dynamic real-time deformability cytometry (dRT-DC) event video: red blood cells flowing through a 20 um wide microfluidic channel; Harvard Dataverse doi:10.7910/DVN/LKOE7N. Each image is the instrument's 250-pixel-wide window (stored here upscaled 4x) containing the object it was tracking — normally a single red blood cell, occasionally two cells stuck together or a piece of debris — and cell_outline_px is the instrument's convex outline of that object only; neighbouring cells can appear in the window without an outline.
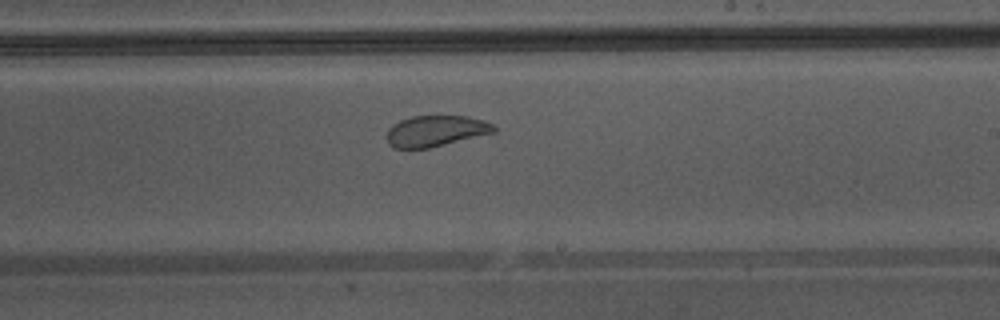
{"species": "Egyptian fruit bat (a non-hibernating species)", "species_latin": "Rousettus aegyptiacus", "temperature_condition": "warm", "stored_images_in_passage": 33, "camera_frame_rate_fps": 3000, "um_per_image_px": 0.085, "animal": {"sex": "male"}, "frame": {"image": 1, "passage_image": 15, "time_ms": 4.667, "image_size_px": [1000, 320], "cell_outline_px": [[496, 132], [428, 148], [392, 148], [388, 144], [388, 128], [392, 124], [400, 120], [412, 116], [468, 116], [484, 120], [492, 124], [496, 128]], "centroid_in_image_um": [37.03, 11.12], "position_along_channel_um": 252.0, "area_um2": 19.31}, "authors_computed_cell_mechanics": {"area_um2": 21.386, "velocity_mm_per_s": 4.3144, "shape_relaxation_time_tau1_ms": 10.5807, "shape_relaxation_time_tau2_ms": 0.6744, "deformation_change_tau1": 0.1911, "deformation_change_tau2": 0.0662}}